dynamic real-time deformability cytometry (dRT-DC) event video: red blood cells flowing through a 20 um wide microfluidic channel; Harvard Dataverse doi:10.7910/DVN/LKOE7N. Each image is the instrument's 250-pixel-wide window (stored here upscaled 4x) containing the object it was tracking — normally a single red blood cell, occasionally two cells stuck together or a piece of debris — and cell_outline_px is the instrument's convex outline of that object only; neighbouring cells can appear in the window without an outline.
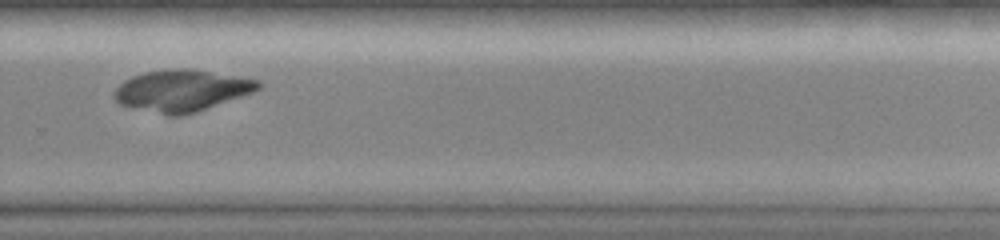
{"species": "common noctule bat (a hibernating species)", "species_latin": "Nyctalus noctula", "temperature_condition": "room temperature", "stored_images_in_passage": 27, "camera_frame_rate_fps": 3000, "um_per_image_px": 0.085, "animal": {"sex": "female", "body_mass_g": 19.0, "forearm_length_mm": 51.5}, "frame": {"image": 1, "passage_image": 19, "time_ms": 6.0, "image_size_px": [1000, 240], "cell_outline_px": [[260, 88], [252, 92], [196, 112], [180, 116], [168, 116], [120, 104], [112, 96], [116, 88], [124, 80], [132, 76], [144, 72], [168, 68], [184, 68], [260, 80]], "centroid_in_image_um": [15.4, 7.7], "position_along_channel_um": 314.4, "area_um2": 34.56}}
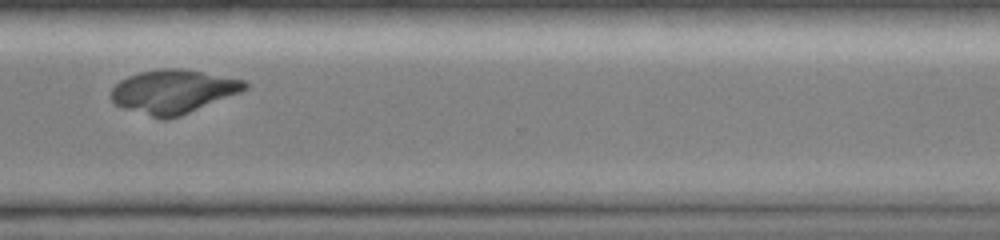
{"frame": {"image": 2, "passage_image": 22, "time_ms": 7.0, "image_size_px": [1000, 240], "cell_outline_px": [[248, 88], [240, 92], [180, 116], [164, 120], [160, 120], [124, 108], [116, 104], [108, 96], [112, 88], [120, 80], [128, 76], [140, 72], [164, 68], [180, 68], [244, 80], [248, 84]], "centroid_in_image_um": [14.68, 7.79], "position_along_channel_um": 355.9, "area_um2": 33.93}}
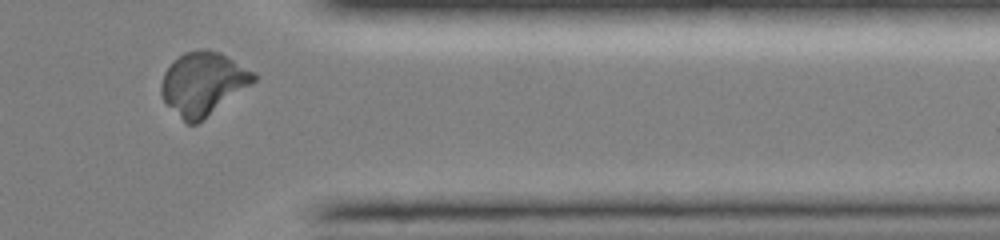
{"frame": {"image": 3, "passage_image": 25, "time_ms": 8.0, "image_size_px": [1000, 240], "cell_outline_px": [[256, 80], [252, 84], [196, 124], [188, 124], [164, 100], [160, 92], [160, 84], [164, 72], [184, 52], [200, 48], [204, 48], [220, 52], [256, 72]], "centroid_in_image_um": [17.28, 7.07], "position_along_channel_um": 394.1, "area_um2": 33.52}}